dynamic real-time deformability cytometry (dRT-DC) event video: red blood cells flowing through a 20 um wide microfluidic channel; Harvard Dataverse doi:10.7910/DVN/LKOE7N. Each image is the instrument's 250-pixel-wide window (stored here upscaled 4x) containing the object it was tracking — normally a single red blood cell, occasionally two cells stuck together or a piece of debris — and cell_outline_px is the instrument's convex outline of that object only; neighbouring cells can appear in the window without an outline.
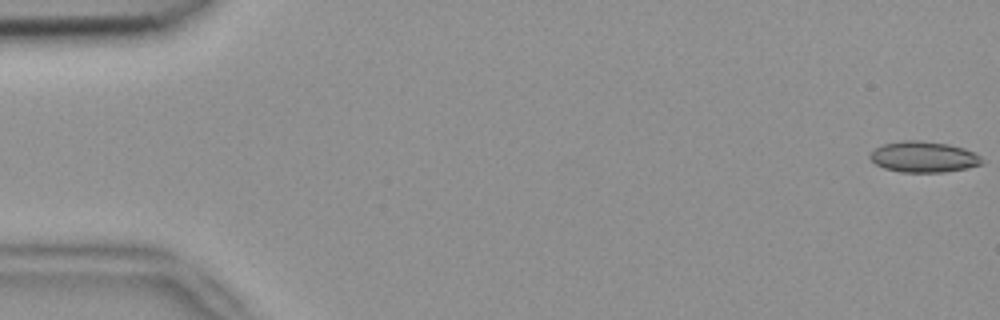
{"species": "common noctule bat (a hibernating species)", "species_latin": "Nyctalus noctula", "temperature_condition": "room temperature", "stored_images_in_passage": 4, "camera_frame_rate_fps": 3000, "um_per_image_px": 0.085, "animal": {"sex": "female", "body_mass_g": 18.4}, "frame": {"image": 1, "passage_image": 1, "time_ms": 0.0, "image_size_px": [1000, 320], "cell_outline_px": [[984, 164], [968, 168], [944, 172], [900, 172], [884, 168], [876, 164], [868, 156], [876, 148], [884, 144], [900, 140], [920, 140], [948, 144], [964, 148], [976, 152], [984, 160]], "centroid_in_image_um": [78.55, 13.33], "position_along_channel_um": 6.4, "area_um2": 20.35}}